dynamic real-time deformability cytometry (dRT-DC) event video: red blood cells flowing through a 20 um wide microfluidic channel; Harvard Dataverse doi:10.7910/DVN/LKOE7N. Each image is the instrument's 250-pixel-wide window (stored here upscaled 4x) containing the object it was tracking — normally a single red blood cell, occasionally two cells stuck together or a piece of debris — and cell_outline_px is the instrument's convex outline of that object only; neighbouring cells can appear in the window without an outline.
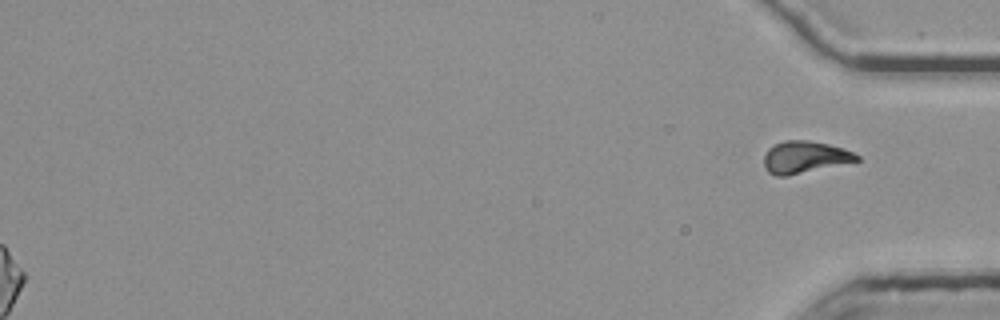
{"species": "common noctule bat (a hibernating species)", "species_latin": "Nyctalus noctula", "temperature_condition": "room temperature", "stored_images_in_passage": 55, "segment_of_instrument_passage": [2, 2], "camera_frame_rate_fps": 3000, "um_per_image_px": 0.085, "animal": {"sex": "female", "body_mass_g": 25.1}, "frame": {"image": 1, "passage_image": 55, "time_ms": 18.0, "image_size_px": [1000, 320], "cell_outline_px": [[860, 160], [788, 176], [776, 176], [768, 172], [764, 168], [764, 156], [768, 148], [784, 140], [808, 140], [828, 144], [852, 152], [860, 156]], "centroid_in_image_um": [68.36, 13.36], "position_along_channel_um": 366.8, "area_um2": 17.22}}